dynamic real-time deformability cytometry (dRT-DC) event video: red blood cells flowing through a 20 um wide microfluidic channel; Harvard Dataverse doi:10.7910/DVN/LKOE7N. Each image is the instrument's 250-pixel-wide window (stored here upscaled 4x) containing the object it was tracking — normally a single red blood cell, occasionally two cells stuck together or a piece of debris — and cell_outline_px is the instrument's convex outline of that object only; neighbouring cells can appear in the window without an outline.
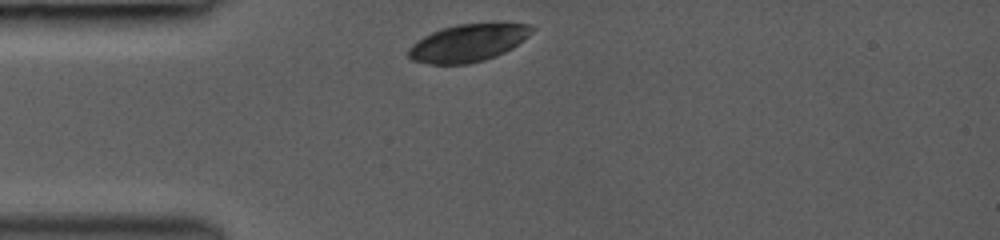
{"species": "common noctule bat (a hibernating species)", "species_latin": "Nyctalus noctula", "temperature_condition": "room temperature", "stored_images_in_passage": 4, "camera_frame_rate_fps": 3000, "um_per_image_px": 0.085, "animal": {"sex": "female", "body_mass_g": 19.0, "forearm_length_mm": 53.3}, "frame": {"image": 1, "passage_image": 1, "time_ms": 0.0, "image_size_px": [1000, 240], "cell_outline_px": [[536, 28], [528, 36], [512, 48], [496, 56], [484, 60], [468, 64], [432, 64], [412, 60], [408, 56], [408, 48], [412, 44], [424, 36], [432, 32], [456, 24], [532, 24]], "centroid_in_image_um": [39.78, 3.66], "position_along_channel_um": 45.2, "area_um2": 26.65}}
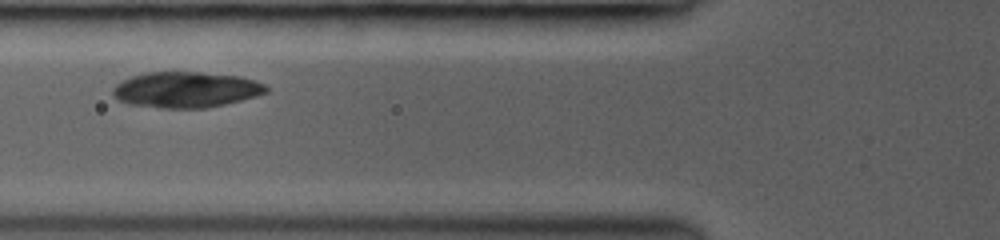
{"frame": {"image": 2, "passage_image": 3, "time_ms": 2.0, "image_size_px": [1000, 240], "cell_outline_px": [[268, 92], [256, 96], [224, 104], [204, 108], [160, 108], [128, 104], [112, 96], [112, 88], [116, 84], [132, 76], [144, 72], [200, 72], [240, 76], [264, 84], [268, 88]], "centroid_in_image_um": [15.77, 7.62], "position_along_channel_um": 110.0, "area_um2": 31.96}}
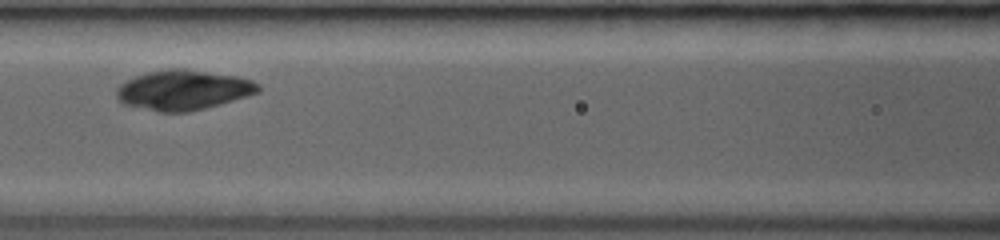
{"frame": {"image": 3, "passage_image": 4, "time_ms": 3.0, "image_size_px": [1000, 240], "cell_outline_px": [[260, 92], [220, 104], [188, 112], [160, 112], [124, 104], [116, 96], [116, 88], [124, 80], [148, 72], [168, 68], [184, 68], [236, 76], [252, 80], [260, 84]], "centroid_in_image_um": [15.57, 7.64], "position_along_channel_um": 151.0, "area_um2": 33.0}}